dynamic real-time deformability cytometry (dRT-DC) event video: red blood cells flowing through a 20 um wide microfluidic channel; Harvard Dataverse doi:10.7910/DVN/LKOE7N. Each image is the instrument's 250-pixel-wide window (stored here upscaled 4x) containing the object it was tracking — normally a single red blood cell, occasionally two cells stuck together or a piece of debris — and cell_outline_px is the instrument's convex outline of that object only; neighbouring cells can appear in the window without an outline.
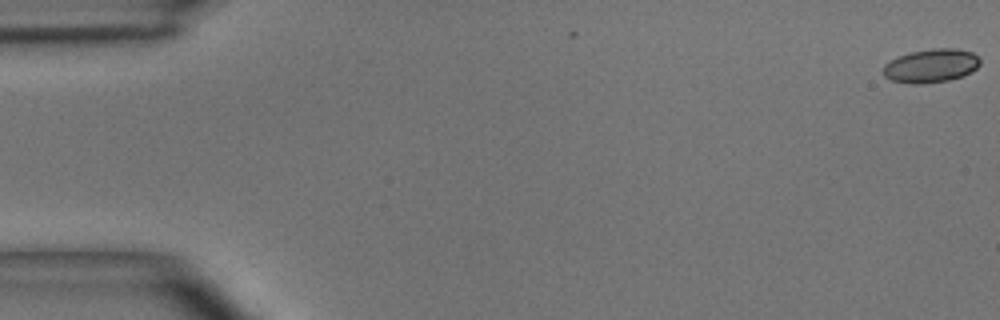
{"species": "common noctule bat (a hibernating species)", "species_latin": "Nyctalus noctula", "temperature_condition": "room temperature", "stored_images_in_passage": 2, "camera_frame_rate_fps": 3000, "um_per_image_px": 0.085, "animal": {"sex": "male", "body_mass_g": 15.6}, "frame": {"image": 1, "passage_image": 2, "time_ms": 0.333, "image_size_px": [1000, 320], "cell_outline_px": [[980, 64], [972, 72], [964, 76], [948, 80], [920, 84], [912, 84], [892, 80], [884, 76], [884, 64], [900, 56], [912, 52], [932, 48], [956, 48], [972, 52], [980, 60]], "centroid_in_image_um": [79.17, 5.59], "position_along_channel_um": 5.8, "area_um2": 18.84}}